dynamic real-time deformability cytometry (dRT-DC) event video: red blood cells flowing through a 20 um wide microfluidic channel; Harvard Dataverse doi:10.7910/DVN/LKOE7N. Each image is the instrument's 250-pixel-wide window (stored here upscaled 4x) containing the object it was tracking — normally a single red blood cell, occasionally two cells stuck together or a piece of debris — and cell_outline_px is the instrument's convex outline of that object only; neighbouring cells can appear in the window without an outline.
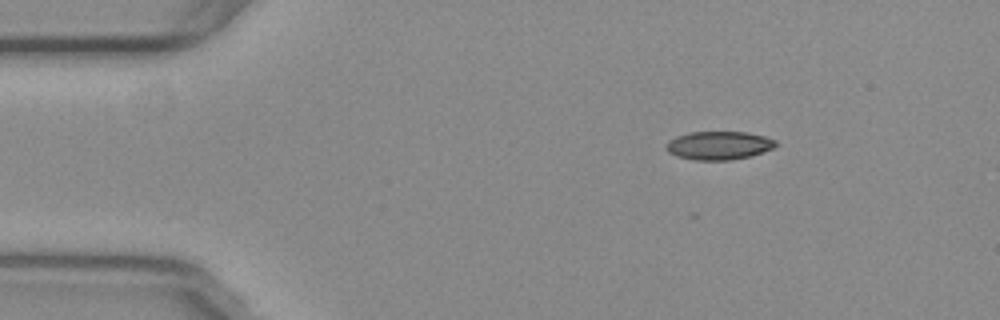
{"species": "common noctule bat (a hibernating species)", "species_latin": "Nyctalus noctula", "temperature_condition": "warm", "stored_images_in_passage": 47, "camera_frame_rate_fps": 3000, "um_per_image_px": 0.085, "animal": {"sex": "female", "body_mass_g": 29.2, "forearm_length_mm": 56.3}, "frame": {"image": 1, "passage_image": 1, "time_ms": 0.0, "image_size_px": [1000, 320], "cell_outline_px": [[776, 144], [772, 148], [748, 156], [728, 160], [696, 160], [676, 156], [668, 152], [668, 140], [676, 136], [688, 132], [748, 132], [764, 136], [776, 140]], "centroid_in_image_um": [61.07, 12.35], "position_along_channel_um": 23.9, "area_um2": 17.86}}
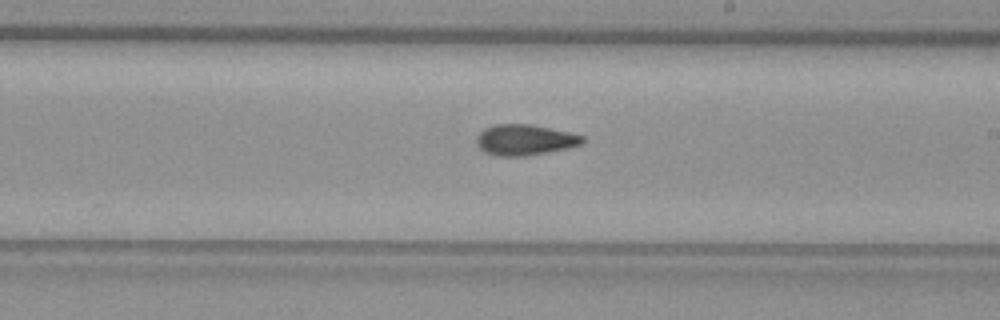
{"frame": {"image": 2, "passage_image": 24, "time_ms": 7.667, "image_size_px": [1000, 320], "cell_outline_px": [[584, 140], [580, 144], [568, 148], [524, 156], [500, 156], [484, 152], [476, 144], [476, 136], [484, 128], [492, 124], [532, 124], [568, 132], [584, 136]], "centroid_in_image_um": [44.56, 11.88], "position_along_channel_um": 244.4, "area_um2": 18.96}}
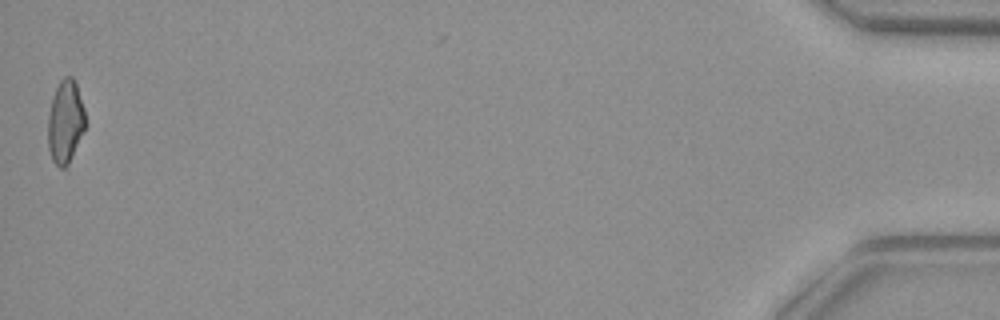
{"frame": {"image": 3, "passage_image": 47, "time_ms": 15.333, "image_size_px": [1000, 320], "cell_outline_px": [[84, 128], [68, 172], [60, 168], [52, 160], [48, 148], [48, 116], [52, 96], [60, 80], [64, 76], [72, 76], [76, 84], [84, 108]], "centroid_in_image_um": [5.54, 10.43], "position_along_channel_um": 429.7, "area_um2": 18.44}, "authors_computed_cell_mechanics": {"area_um2": 18.5538, "velocity_mm_per_s": 3.7927, "shape_relaxation_time_tau1_ms": null, "shape_relaxation_time_tau2_ms": 5.5671, "deformation_change_tau1": null, "deformation_change_tau2": 0.1195}}